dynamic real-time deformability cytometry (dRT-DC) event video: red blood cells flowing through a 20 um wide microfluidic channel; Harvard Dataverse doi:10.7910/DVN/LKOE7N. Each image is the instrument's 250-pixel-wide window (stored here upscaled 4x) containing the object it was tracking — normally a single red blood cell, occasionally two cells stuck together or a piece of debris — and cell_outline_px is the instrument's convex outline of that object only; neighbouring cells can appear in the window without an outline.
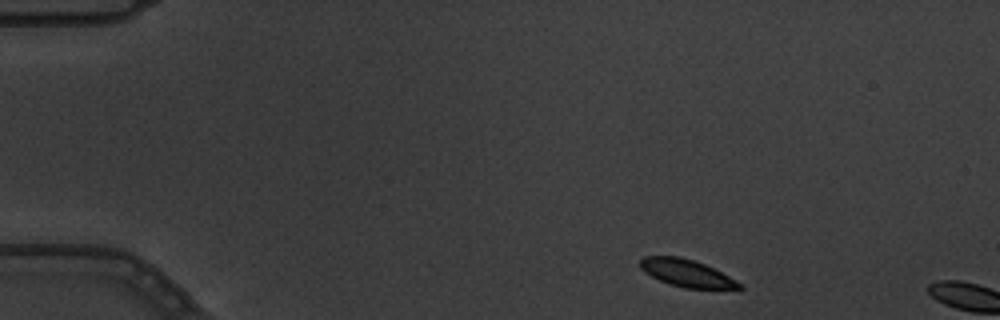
{"species": "common noctule bat (a hibernating species)", "species_latin": "Nyctalus noctula", "temperature_condition": "warm", "stored_images_in_passage": 2, "camera_frame_rate_fps": 3000, "um_per_image_px": 0.085, "animal": {"sex": "male", "body_mass_g": 19.5, "forearm_length_mm": 54.6}, "frame": {"image": 1, "passage_image": 1, "time_ms": 0.0, "image_size_px": [1000, 320], "cell_outline_px": [[744, 288], [684, 288], [668, 284], [644, 272], [640, 268], [640, 260], [644, 256], [680, 256], [704, 264], [744, 284]], "centroid_in_image_um": [58.34, 23.21], "position_along_channel_um": 26.7, "area_um2": 15.61}}